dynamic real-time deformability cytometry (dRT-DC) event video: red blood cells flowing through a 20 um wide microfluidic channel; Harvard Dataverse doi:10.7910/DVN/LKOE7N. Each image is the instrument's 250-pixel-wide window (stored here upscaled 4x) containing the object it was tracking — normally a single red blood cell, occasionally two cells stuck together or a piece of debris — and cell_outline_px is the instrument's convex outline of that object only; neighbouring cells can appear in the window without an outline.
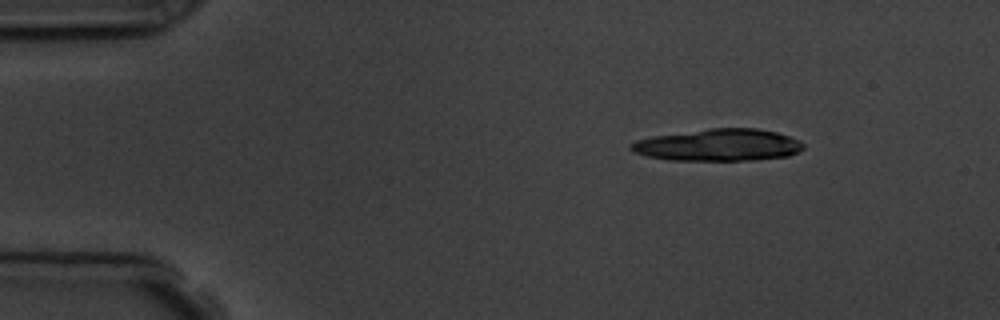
{"species": "common noctule bat (a hibernating species)", "species_latin": "Nyctalus noctula", "temperature_condition": "room temperature", "stored_images_in_passage": 5, "camera_frame_rate_fps": 3000, "um_per_image_px": 0.085, "animal": {"sex": "male", "body_mass_g": 19.5, "forearm_length_mm": 54.6}, "frame": {"image": 1, "passage_image": 1, "time_ms": 0.0, "image_size_px": [1000, 320], "cell_outline_px": [[804, 148], [788, 156], [756, 160], [668, 160], [648, 156], [636, 152], [632, 148], [632, 144], [636, 140], [656, 136], [712, 128], [756, 128], [776, 132], [800, 140], [804, 144]], "centroid_in_image_um": [61.14, 12.33], "position_along_channel_um": 23.9, "area_um2": 31.73}}